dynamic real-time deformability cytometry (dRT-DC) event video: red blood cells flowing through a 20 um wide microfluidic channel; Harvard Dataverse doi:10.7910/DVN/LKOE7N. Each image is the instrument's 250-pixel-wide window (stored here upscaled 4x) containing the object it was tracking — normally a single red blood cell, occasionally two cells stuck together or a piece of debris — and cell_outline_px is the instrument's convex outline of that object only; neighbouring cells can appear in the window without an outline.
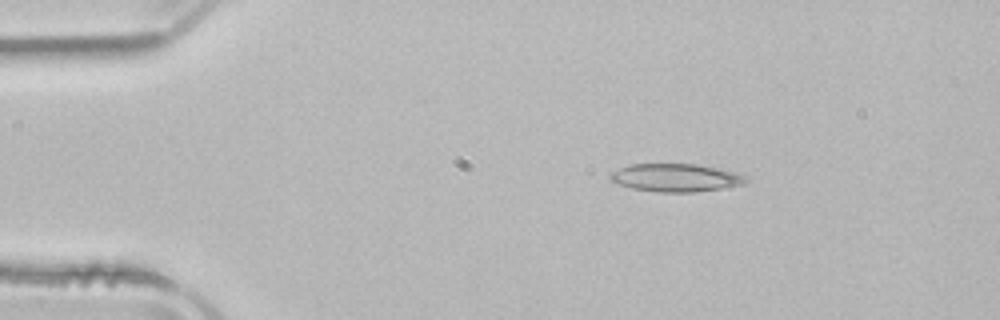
{"species": "common noctule bat (a hibernating species)", "species_latin": "Nyctalus noctula", "temperature_condition": "room temperature", "stored_images_in_passage": 52, "camera_frame_rate_fps": 3000, "um_per_image_px": 0.085, "animal": {"sex": "male", "body_mass_g": 21.5, "forearm_length_mm": 52.0}, "frame": {"image": 1, "passage_image": 9, "time_ms": 2.667, "image_size_px": [1000, 320], "cell_outline_px": [[748, 180], [740, 184], [720, 188], [692, 192], [656, 192], [632, 188], [620, 184], [612, 180], [608, 176], [612, 172], [628, 164], [696, 164], [716, 168], [748, 176]], "centroid_in_image_um": [57.4, 15.1], "position_along_channel_um": 27.6, "area_um2": 21.73}}
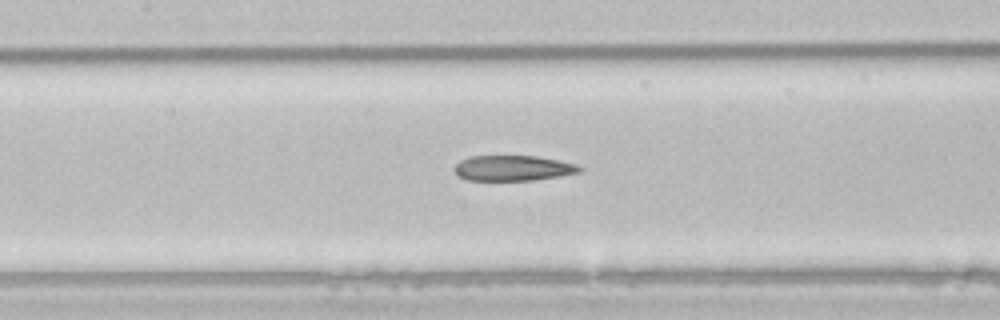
{"frame": {"image": 2, "passage_image": 24, "time_ms": 7.667, "image_size_px": [1000, 320], "cell_outline_px": [[584, 168], [580, 172], [560, 176], [532, 180], [468, 180], [460, 176], [452, 168], [460, 160], [472, 156], [536, 156], [560, 160], [576, 164]], "centroid_in_image_um": [43.63, 14.28], "position_along_channel_um": 163.8, "area_um2": 18.5}}
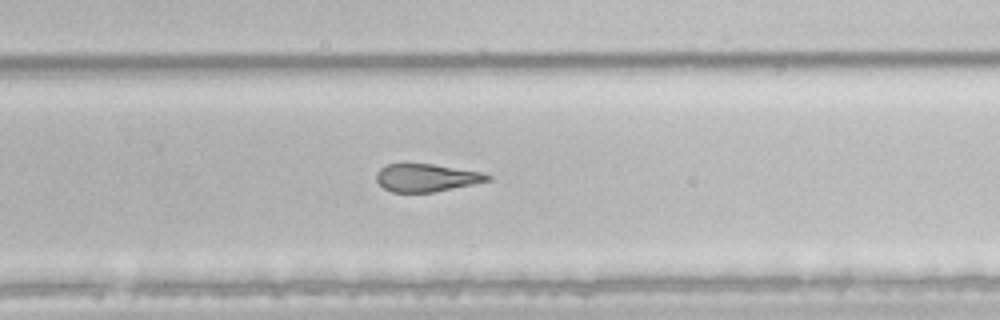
{"frame": {"image": 3, "passage_image": 34, "time_ms": 11.0, "image_size_px": [1000, 320], "cell_outline_px": [[492, 180], [432, 192], [392, 192], [384, 188], [376, 180], [376, 172], [380, 168], [388, 164], [432, 164], [484, 172], [492, 176]], "centroid_in_image_um": [36.26, 15.1], "position_along_channel_um": 293.5, "area_um2": 17.92}, "authors_computed_cell_mechanics": {"area_um2": 20.9814, "velocity_mm_per_s": 3.9139, "shape_relaxation_time_tau1_ms": null, "shape_relaxation_time_tau2_ms": 5.2788, "deformation_change_tau1": null, "deformation_change_tau2": 0.1763}}